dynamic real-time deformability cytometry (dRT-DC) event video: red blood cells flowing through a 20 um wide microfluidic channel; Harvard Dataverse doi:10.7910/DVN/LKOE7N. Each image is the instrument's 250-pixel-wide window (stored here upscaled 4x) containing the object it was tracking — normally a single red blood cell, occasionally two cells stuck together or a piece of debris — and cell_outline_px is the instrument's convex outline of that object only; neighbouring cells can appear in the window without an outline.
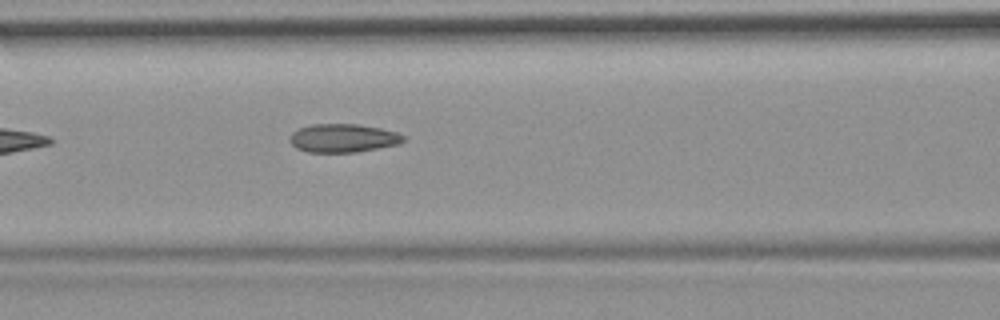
{"species": "common noctule bat (a hibernating species)", "species_latin": "Nyctalus noctula", "temperature_condition": "room temperature", "stored_images_in_passage": 5, "camera_frame_rate_fps": 3000, "um_per_image_px": 0.085, "animal": {"sex": "female", "body_mass_g": 19.9}, "frame": {"image": 1, "passage_image": 5, "time_ms": 1.333, "image_size_px": [1000, 320], "cell_outline_px": [[404, 140], [396, 144], [356, 152], [308, 152], [296, 148], [288, 140], [288, 136], [292, 132], [300, 128], [312, 124], [360, 124], [380, 128], [396, 132], [404, 136]], "centroid_in_image_um": [29.1, 11.73], "position_along_channel_um": 137.5, "area_um2": 18.73}}